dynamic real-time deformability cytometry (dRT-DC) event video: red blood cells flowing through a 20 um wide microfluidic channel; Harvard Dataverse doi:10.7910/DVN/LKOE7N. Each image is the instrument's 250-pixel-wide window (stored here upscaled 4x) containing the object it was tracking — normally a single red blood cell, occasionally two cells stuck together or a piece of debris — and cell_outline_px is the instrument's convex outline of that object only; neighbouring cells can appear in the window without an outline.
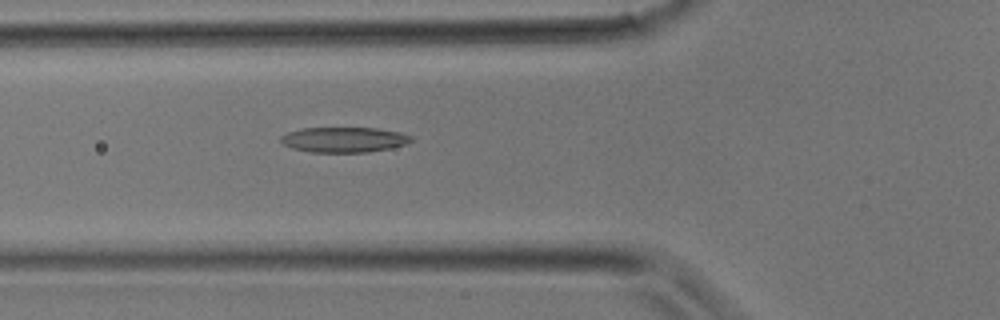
{"species": "common noctule bat (a hibernating species)", "species_latin": "Nyctalus noctula", "temperature_condition": "room temperature", "stored_images_in_passage": 24, "camera_frame_rate_fps": 3000, "um_per_image_px": 0.085, "animal": {"sex": "male", "body_mass_g": 17.9}, "frame": {"image": 1, "passage_image": 2, "time_ms": 0.333, "image_size_px": [1000, 320], "cell_outline_px": [[412, 140], [408, 144], [368, 152], [308, 152], [292, 148], [284, 144], [280, 140], [280, 136], [288, 132], [304, 128], [376, 128], [400, 132], [412, 136]], "centroid_in_image_um": [29.24, 11.87], "position_along_channel_um": 96.6, "area_um2": 19.13}}
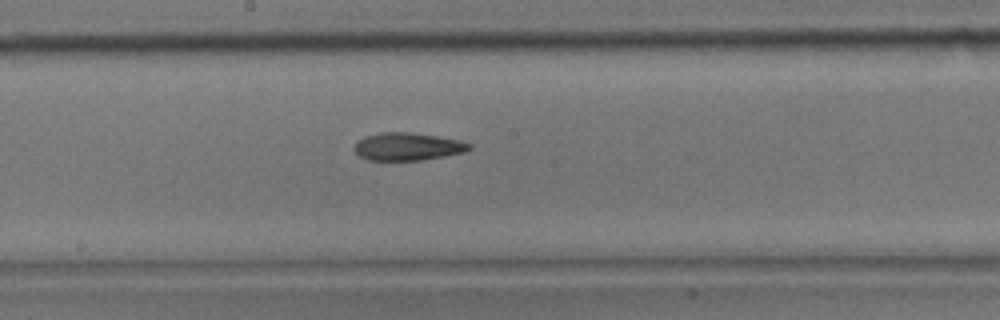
{"frame": {"image": 2, "passage_image": 8, "time_ms": 2.333, "image_size_px": [1000, 320], "cell_outline_px": [[472, 148], [464, 152], [444, 156], [420, 160], [368, 160], [360, 156], [352, 148], [356, 140], [364, 136], [380, 132], [408, 132], [436, 136], [460, 140], [472, 144]], "centroid_in_image_um": [34.61, 12.45], "position_along_channel_um": 213.6, "area_um2": 18.67}}
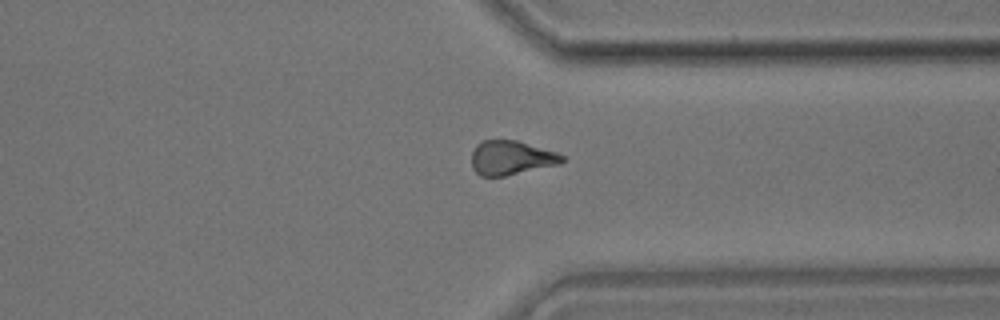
{"frame": {"image": 3, "passage_image": 16, "time_ms": 5.0, "image_size_px": [1000, 320], "cell_outline_px": [[568, 160], [560, 164], [504, 176], [480, 176], [472, 168], [472, 152], [476, 144], [480, 140], [516, 140], [556, 152], [564, 156]], "centroid_in_image_um": [43.45, 13.41], "position_along_channel_um": 367.9, "area_um2": 18.15}}